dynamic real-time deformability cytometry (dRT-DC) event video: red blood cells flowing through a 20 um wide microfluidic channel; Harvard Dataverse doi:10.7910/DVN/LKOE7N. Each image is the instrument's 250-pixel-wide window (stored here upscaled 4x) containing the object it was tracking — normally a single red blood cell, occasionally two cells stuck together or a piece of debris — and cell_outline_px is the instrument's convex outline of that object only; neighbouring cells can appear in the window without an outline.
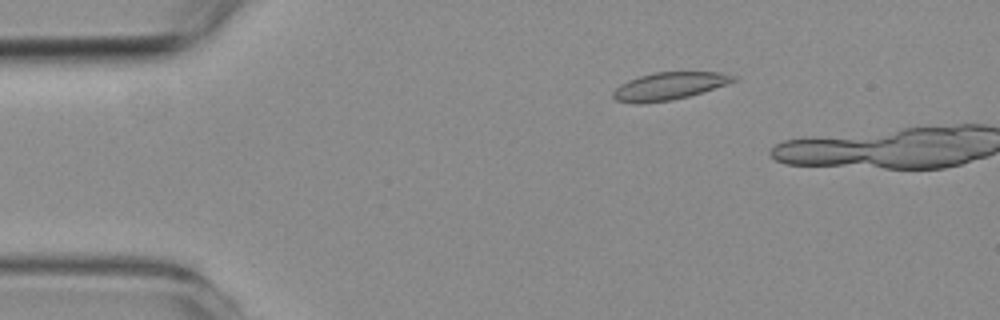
{"species": "common noctule bat (a hibernating species)", "species_latin": "Nyctalus noctula", "temperature_condition": "room temperature", "stored_images_in_passage": 3, "camera_frame_rate_fps": 3000, "um_per_image_px": 0.085, "animal": {"sex": "female", "body_mass_g": 19.3, "forearm_length_mm": 54.1}, "frame": {"image": 1, "passage_image": 3, "time_ms": 3.0, "image_size_px": [1000, 320], "cell_outline_px": [[740, 80], [728, 84], [688, 96], [672, 100], [640, 104], [636, 104], [616, 100], [612, 96], [612, 92], [620, 84], [628, 80], [640, 76], [656, 72], [720, 72], [740, 76]], "centroid_in_image_um": [56.92, 7.31], "position_along_channel_um": 28.1, "area_um2": 19.48}}